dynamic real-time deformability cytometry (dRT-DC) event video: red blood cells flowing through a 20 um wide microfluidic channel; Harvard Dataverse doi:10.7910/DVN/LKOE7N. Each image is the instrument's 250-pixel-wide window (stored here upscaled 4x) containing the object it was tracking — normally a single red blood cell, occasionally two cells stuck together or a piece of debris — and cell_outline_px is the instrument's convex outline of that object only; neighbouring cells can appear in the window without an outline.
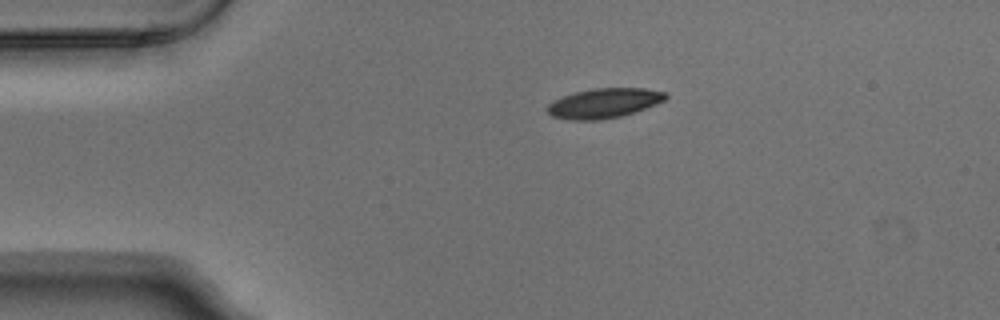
{"species": "Egyptian fruit bat (a non-hibernating species)", "species_latin": "Rousettus aegyptiacus", "temperature_condition": "warm", "stored_images_in_passage": 2, "camera_frame_rate_fps": 3000, "um_per_image_px": 0.085, "animal": {"sex": "male"}, "frame": {"image": 1, "passage_image": 1, "time_ms": 0.0, "image_size_px": [1000, 320], "cell_outline_px": [[668, 96], [664, 100], [656, 104], [620, 116], [604, 120], [568, 120], [552, 116], [548, 112], [548, 104], [564, 96], [576, 92], [592, 88], [644, 88], [664, 92]], "centroid_in_image_um": [51.33, 8.77], "position_along_channel_um": 33.7, "area_um2": 20.23}}